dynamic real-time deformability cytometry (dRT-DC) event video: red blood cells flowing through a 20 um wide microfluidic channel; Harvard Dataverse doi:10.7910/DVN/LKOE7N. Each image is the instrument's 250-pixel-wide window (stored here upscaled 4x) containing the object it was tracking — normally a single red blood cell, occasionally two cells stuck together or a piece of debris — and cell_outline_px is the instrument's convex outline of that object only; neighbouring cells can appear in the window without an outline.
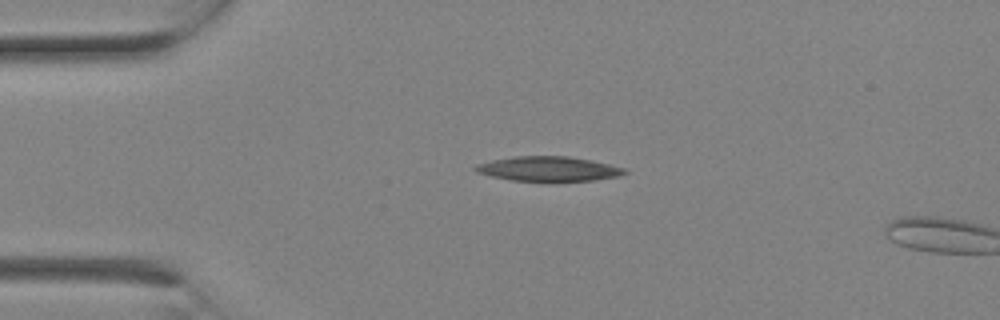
{"species": "Egyptian fruit bat (a non-hibernating species)", "species_latin": "Rousettus aegyptiacus", "temperature_condition": "room temperature", "stored_images_in_passage": 3, "camera_frame_rate_fps": 3000, "um_per_image_px": 0.085, "animal": {"sex": "female"}, "frame": {"image": 1, "passage_image": 2, "time_ms": 0.333, "image_size_px": [1000, 320], "cell_outline_px": [[628, 172], [620, 176], [596, 180], [512, 180], [492, 176], [476, 172], [472, 168], [476, 164], [492, 160], [512, 156], [568, 156], [592, 160], [624, 168]], "centroid_in_image_um": [46.61, 14.33], "position_along_channel_um": 38.4, "area_um2": 21.21}}